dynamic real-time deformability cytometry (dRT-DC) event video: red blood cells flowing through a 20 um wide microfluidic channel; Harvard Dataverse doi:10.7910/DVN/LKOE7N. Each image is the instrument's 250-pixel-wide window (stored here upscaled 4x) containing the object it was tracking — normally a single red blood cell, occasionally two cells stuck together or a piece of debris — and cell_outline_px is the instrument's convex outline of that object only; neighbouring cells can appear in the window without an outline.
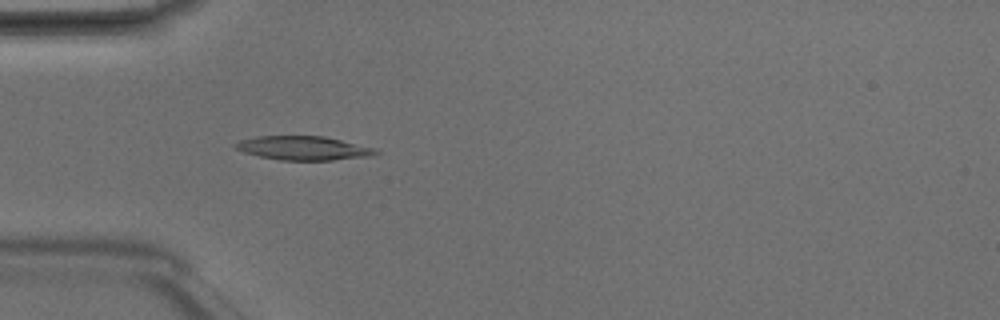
{"species": "Egyptian fruit bat (a non-hibernating species)", "species_latin": "Rousettus aegyptiacus", "temperature_condition": "room temperature", "stored_images_in_passage": 4, "camera_frame_rate_fps": 3000, "um_per_image_px": 0.085, "animal": {"sex": "male"}, "frame": {"image": 1, "passage_image": 4, "time_ms": 1.0, "image_size_px": [1000, 320], "cell_outline_px": [[380, 152], [368, 156], [332, 160], [280, 160], [260, 156], [244, 152], [236, 148], [232, 144], [240, 140], [256, 136], [324, 136], [376, 148]], "centroid_in_image_um": [25.77, 12.58], "position_along_channel_um": 59.2, "area_um2": 19.42}}